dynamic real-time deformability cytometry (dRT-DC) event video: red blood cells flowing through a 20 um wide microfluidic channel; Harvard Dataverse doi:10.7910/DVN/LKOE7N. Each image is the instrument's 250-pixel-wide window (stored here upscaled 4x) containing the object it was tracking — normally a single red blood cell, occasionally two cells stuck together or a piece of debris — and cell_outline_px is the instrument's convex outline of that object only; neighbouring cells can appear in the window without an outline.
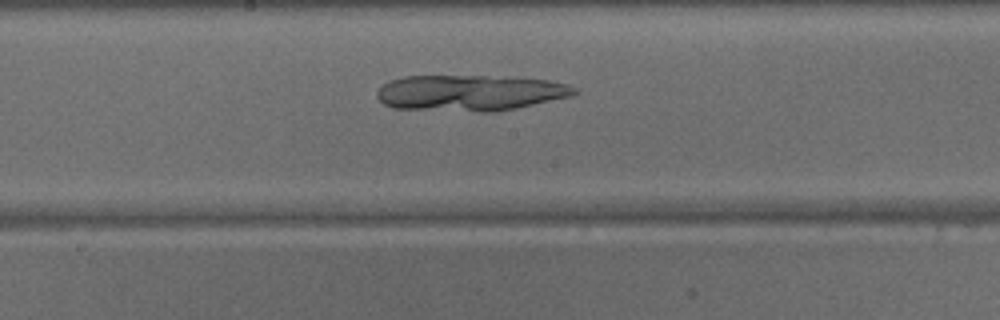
{"species": "common noctule bat (a hibernating species)", "species_latin": "Nyctalus noctula", "temperature_condition": "warm", "stored_images_in_passage": 39, "camera_frame_rate_fps": 3000, "um_per_image_px": 0.085, "animal": {"sex": "male", "body_mass_g": 15.6}, "frame": {"image": 1, "passage_image": 17, "time_ms": 5.333, "image_size_px": [1000, 320], "cell_outline_px": [[580, 92], [572, 96], [516, 108], [492, 112], [480, 112], [392, 108], [384, 104], [376, 96], [376, 92], [388, 80], [404, 76], [484, 76], [548, 80], [568, 84], [576, 88]], "centroid_in_image_um": [39.94, 7.9], "position_along_channel_um": 208.3, "area_um2": 41.44}}